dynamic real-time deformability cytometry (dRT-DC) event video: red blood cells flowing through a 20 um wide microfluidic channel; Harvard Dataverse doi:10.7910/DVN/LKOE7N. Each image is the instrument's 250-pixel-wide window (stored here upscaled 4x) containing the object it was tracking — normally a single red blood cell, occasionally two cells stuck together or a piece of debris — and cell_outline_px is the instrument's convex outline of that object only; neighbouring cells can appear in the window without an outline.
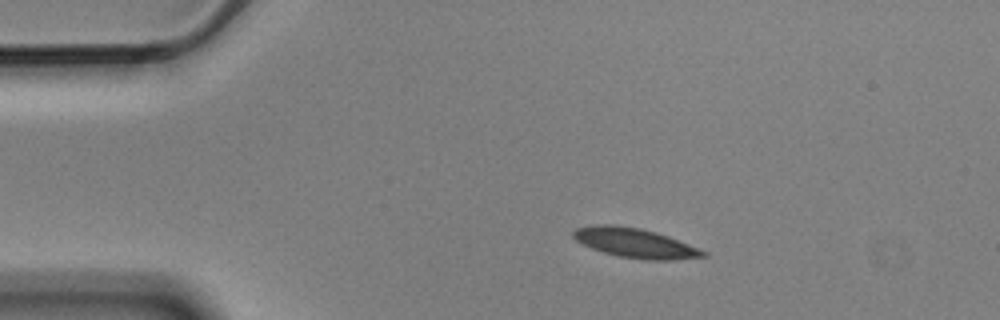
{"species": "Egyptian fruit bat (a non-hibernating species)", "species_latin": "Rousettus aegyptiacus", "temperature_condition": "cold", "stored_images_in_passage": 9, "camera_frame_rate_fps": 3000, "um_per_image_px": 0.085, "animal": {"sex": "male"}, "frame": {"image": 1, "passage_image": 1, "time_ms": 0.0, "image_size_px": [1000, 320], "cell_outline_px": [[708, 256], [676, 260], [644, 260], [616, 256], [592, 248], [576, 240], [572, 236], [572, 232], [576, 228], [592, 224], [612, 224], [640, 228], [656, 232], [668, 236], [708, 252]], "centroid_in_image_um": [53.98, 20.65], "position_along_channel_um": 31.0, "area_um2": 22.48}}
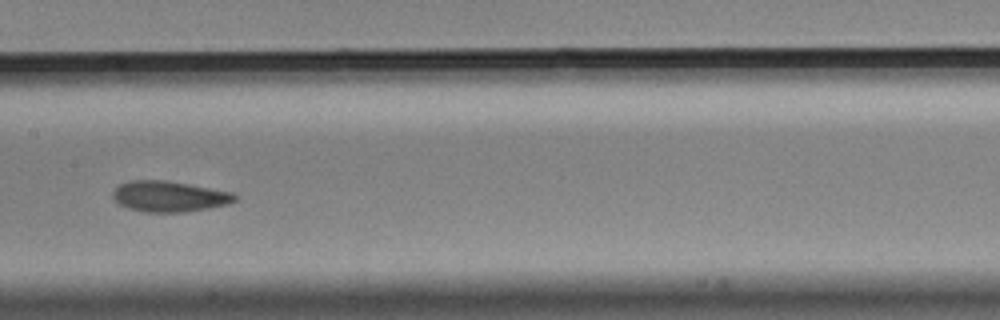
{"frame": {"image": 2, "passage_image": 6, "time_ms": 1.667, "image_size_px": [1000, 320], "cell_outline_px": [[236, 200], [228, 204], [188, 212], [148, 212], [128, 208], [120, 204], [112, 196], [112, 192], [120, 184], [132, 180], [164, 180], [232, 192], [236, 196]], "centroid_in_image_um": [14.38, 16.7], "position_along_channel_um": 193.0, "area_um2": 21.62}}
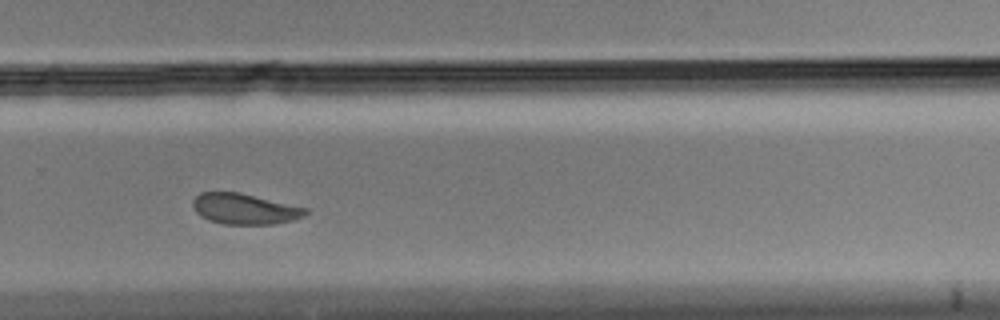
{"frame": {"image": 3, "passage_image": 9, "time_ms": 2.667, "image_size_px": [1000, 320], "cell_outline_px": [[308, 212], [304, 216], [292, 220], [276, 224], [224, 224], [208, 220], [200, 216], [192, 208], [192, 200], [200, 192], [240, 192], [308, 208]], "centroid_in_image_um": [20.77, 17.75], "position_along_channel_um": 309.0, "area_um2": 20.35}}